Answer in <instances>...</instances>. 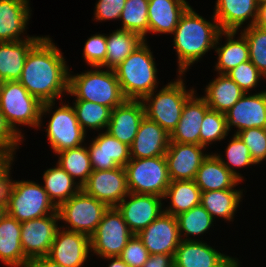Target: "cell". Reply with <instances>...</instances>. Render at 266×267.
<instances>
[{"instance_id": "cell-55", "label": "cell", "mask_w": 266, "mask_h": 267, "mask_svg": "<svg viewBox=\"0 0 266 267\" xmlns=\"http://www.w3.org/2000/svg\"><path fill=\"white\" fill-rule=\"evenodd\" d=\"M7 211L4 207L0 206V221L6 215Z\"/></svg>"}, {"instance_id": "cell-43", "label": "cell", "mask_w": 266, "mask_h": 267, "mask_svg": "<svg viewBox=\"0 0 266 267\" xmlns=\"http://www.w3.org/2000/svg\"><path fill=\"white\" fill-rule=\"evenodd\" d=\"M235 134L248 147L255 164L266 159V128H247Z\"/></svg>"}, {"instance_id": "cell-35", "label": "cell", "mask_w": 266, "mask_h": 267, "mask_svg": "<svg viewBox=\"0 0 266 267\" xmlns=\"http://www.w3.org/2000/svg\"><path fill=\"white\" fill-rule=\"evenodd\" d=\"M237 31H224L227 37L226 44L215 49L218 54V61L215 70L219 74H227L241 63L249 60V46L246 38L241 34L239 39L235 40Z\"/></svg>"}, {"instance_id": "cell-37", "label": "cell", "mask_w": 266, "mask_h": 267, "mask_svg": "<svg viewBox=\"0 0 266 267\" xmlns=\"http://www.w3.org/2000/svg\"><path fill=\"white\" fill-rule=\"evenodd\" d=\"M73 104L77 120L85 132L88 127L93 130L107 128L111 108L85 100H75Z\"/></svg>"}, {"instance_id": "cell-30", "label": "cell", "mask_w": 266, "mask_h": 267, "mask_svg": "<svg viewBox=\"0 0 266 267\" xmlns=\"http://www.w3.org/2000/svg\"><path fill=\"white\" fill-rule=\"evenodd\" d=\"M219 76L206 85L203 97L210 109L225 113L244 95V91L227 74Z\"/></svg>"}, {"instance_id": "cell-7", "label": "cell", "mask_w": 266, "mask_h": 267, "mask_svg": "<svg viewBox=\"0 0 266 267\" xmlns=\"http://www.w3.org/2000/svg\"><path fill=\"white\" fill-rule=\"evenodd\" d=\"M129 192L163 198L170 178L165 156L130 159L125 165Z\"/></svg>"}, {"instance_id": "cell-19", "label": "cell", "mask_w": 266, "mask_h": 267, "mask_svg": "<svg viewBox=\"0 0 266 267\" xmlns=\"http://www.w3.org/2000/svg\"><path fill=\"white\" fill-rule=\"evenodd\" d=\"M93 170H112L125 167L130 161V147L110 135L99 133L87 147Z\"/></svg>"}, {"instance_id": "cell-56", "label": "cell", "mask_w": 266, "mask_h": 267, "mask_svg": "<svg viewBox=\"0 0 266 267\" xmlns=\"http://www.w3.org/2000/svg\"><path fill=\"white\" fill-rule=\"evenodd\" d=\"M237 263H238V260L234 258L226 267H234Z\"/></svg>"}, {"instance_id": "cell-14", "label": "cell", "mask_w": 266, "mask_h": 267, "mask_svg": "<svg viewBox=\"0 0 266 267\" xmlns=\"http://www.w3.org/2000/svg\"><path fill=\"white\" fill-rule=\"evenodd\" d=\"M137 235L150 255L165 254L174 258L176 249L182 241L177 218L165 212Z\"/></svg>"}, {"instance_id": "cell-52", "label": "cell", "mask_w": 266, "mask_h": 267, "mask_svg": "<svg viewBox=\"0 0 266 267\" xmlns=\"http://www.w3.org/2000/svg\"><path fill=\"white\" fill-rule=\"evenodd\" d=\"M27 267H63V266L54 262L47 256H43L31 259Z\"/></svg>"}, {"instance_id": "cell-25", "label": "cell", "mask_w": 266, "mask_h": 267, "mask_svg": "<svg viewBox=\"0 0 266 267\" xmlns=\"http://www.w3.org/2000/svg\"><path fill=\"white\" fill-rule=\"evenodd\" d=\"M30 15L29 0H0V42L22 41Z\"/></svg>"}, {"instance_id": "cell-22", "label": "cell", "mask_w": 266, "mask_h": 267, "mask_svg": "<svg viewBox=\"0 0 266 267\" xmlns=\"http://www.w3.org/2000/svg\"><path fill=\"white\" fill-rule=\"evenodd\" d=\"M169 142L170 134L145 116L130 146L131 159L164 156Z\"/></svg>"}, {"instance_id": "cell-34", "label": "cell", "mask_w": 266, "mask_h": 267, "mask_svg": "<svg viewBox=\"0 0 266 267\" xmlns=\"http://www.w3.org/2000/svg\"><path fill=\"white\" fill-rule=\"evenodd\" d=\"M242 190L225 189L201 192L200 204L215 219L214 216L232 221L234 213L240 204Z\"/></svg>"}, {"instance_id": "cell-50", "label": "cell", "mask_w": 266, "mask_h": 267, "mask_svg": "<svg viewBox=\"0 0 266 267\" xmlns=\"http://www.w3.org/2000/svg\"><path fill=\"white\" fill-rule=\"evenodd\" d=\"M142 267H174L173 257L165 254L150 255Z\"/></svg>"}, {"instance_id": "cell-23", "label": "cell", "mask_w": 266, "mask_h": 267, "mask_svg": "<svg viewBox=\"0 0 266 267\" xmlns=\"http://www.w3.org/2000/svg\"><path fill=\"white\" fill-rule=\"evenodd\" d=\"M209 106L203 97L193 94L182 110L181 118L170 134V142L200 145V127Z\"/></svg>"}, {"instance_id": "cell-26", "label": "cell", "mask_w": 266, "mask_h": 267, "mask_svg": "<svg viewBox=\"0 0 266 267\" xmlns=\"http://www.w3.org/2000/svg\"><path fill=\"white\" fill-rule=\"evenodd\" d=\"M26 37L22 41L0 42V79L2 82L20 79L28 52L42 38Z\"/></svg>"}, {"instance_id": "cell-45", "label": "cell", "mask_w": 266, "mask_h": 267, "mask_svg": "<svg viewBox=\"0 0 266 267\" xmlns=\"http://www.w3.org/2000/svg\"><path fill=\"white\" fill-rule=\"evenodd\" d=\"M106 36L96 34L87 39L83 49V56L91 67H101L106 61Z\"/></svg>"}, {"instance_id": "cell-36", "label": "cell", "mask_w": 266, "mask_h": 267, "mask_svg": "<svg viewBox=\"0 0 266 267\" xmlns=\"http://www.w3.org/2000/svg\"><path fill=\"white\" fill-rule=\"evenodd\" d=\"M57 165L64 169L74 180L79 177L78 184L82 187L92 173L93 168L90 161V155L87 147L66 149L59 153Z\"/></svg>"}, {"instance_id": "cell-40", "label": "cell", "mask_w": 266, "mask_h": 267, "mask_svg": "<svg viewBox=\"0 0 266 267\" xmlns=\"http://www.w3.org/2000/svg\"><path fill=\"white\" fill-rule=\"evenodd\" d=\"M249 46V60L266 77V28L247 26L241 32Z\"/></svg>"}, {"instance_id": "cell-12", "label": "cell", "mask_w": 266, "mask_h": 267, "mask_svg": "<svg viewBox=\"0 0 266 267\" xmlns=\"http://www.w3.org/2000/svg\"><path fill=\"white\" fill-rule=\"evenodd\" d=\"M81 189L108 207H116L130 193L125 167L93 170Z\"/></svg>"}, {"instance_id": "cell-1", "label": "cell", "mask_w": 266, "mask_h": 267, "mask_svg": "<svg viewBox=\"0 0 266 267\" xmlns=\"http://www.w3.org/2000/svg\"><path fill=\"white\" fill-rule=\"evenodd\" d=\"M69 68L49 37H42L28 52L20 79L27 91L42 103L68 93Z\"/></svg>"}, {"instance_id": "cell-53", "label": "cell", "mask_w": 266, "mask_h": 267, "mask_svg": "<svg viewBox=\"0 0 266 267\" xmlns=\"http://www.w3.org/2000/svg\"><path fill=\"white\" fill-rule=\"evenodd\" d=\"M255 25L262 28H266V1L258 3V11Z\"/></svg>"}, {"instance_id": "cell-6", "label": "cell", "mask_w": 266, "mask_h": 267, "mask_svg": "<svg viewBox=\"0 0 266 267\" xmlns=\"http://www.w3.org/2000/svg\"><path fill=\"white\" fill-rule=\"evenodd\" d=\"M184 85L179 74L176 81L166 84L156 95L153 91L142 99L145 116L159 124L168 134L176 128L185 102L195 92L194 89L187 91Z\"/></svg>"}, {"instance_id": "cell-54", "label": "cell", "mask_w": 266, "mask_h": 267, "mask_svg": "<svg viewBox=\"0 0 266 267\" xmlns=\"http://www.w3.org/2000/svg\"><path fill=\"white\" fill-rule=\"evenodd\" d=\"M104 259L110 260L108 267H129L119 256L115 257H106Z\"/></svg>"}, {"instance_id": "cell-16", "label": "cell", "mask_w": 266, "mask_h": 267, "mask_svg": "<svg viewBox=\"0 0 266 267\" xmlns=\"http://www.w3.org/2000/svg\"><path fill=\"white\" fill-rule=\"evenodd\" d=\"M63 227L58 228L47 257L63 267H82L91 250L90 237Z\"/></svg>"}, {"instance_id": "cell-46", "label": "cell", "mask_w": 266, "mask_h": 267, "mask_svg": "<svg viewBox=\"0 0 266 267\" xmlns=\"http://www.w3.org/2000/svg\"><path fill=\"white\" fill-rule=\"evenodd\" d=\"M149 256L150 253L143 245L142 240L138 237L137 234H134L127 242V245L125 246L119 257L129 267H142Z\"/></svg>"}, {"instance_id": "cell-5", "label": "cell", "mask_w": 266, "mask_h": 267, "mask_svg": "<svg viewBox=\"0 0 266 267\" xmlns=\"http://www.w3.org/2000/svg\"><path fill=\"white\" fill-rule=\"evenodd\" d=\"M95 70L72 75L69 74L68 94L76 96V100H85L107 106L112 110L121 105L124 97L115 72L112 69L106 71Z\"/></svg>"}, {"instance_id": "cell-33", "label": "cell", "mask_w": 266, "mask_h": 267, "mask_svg": "<svg viewBox=\"0 0 266 267\" xmlns=\"http://www.w3.org/2000/svg\"><path fill=\"white\" fill-rule=\"evenodd\" d=\"M43 180V187L57 208L81 189L78 182L59 165L47 169L43 174Z\"/></svg>"}, {"instance_id": "cell-27", "label": "cell", "mask_w": 266, "mask_h": 267, "mask_svg": "<svg viewBox=\"0 0 266 267\" xmlns=\"http://www.w3.org/2000/svg\"><path fill=\"white\" fill-rule=\"evenodd\" d=\"M0 261L9 267H27L29 259L21 245V223L6 215L0 221Z\"/></svg>"}, {"instance_id": "cell-11", "label": "cell", "mask_w": 266, "mask_h": 267, "mask_svg": "<svg viewBox=\"0 0 266 267\" xmlns=\"http://www.w3.org/2000/svg\"><path fill=\"white\" fill-rule=\"evenodd\" d=\"M46 132L55 154L82 146L86 138V132L80 126L74 108L68 104H62L53 112Z\"/></svg>"}, {"instance_id": "cell-47", "label": "cell", "mask_w": 266, "mask_h": 267, "mask_svg": "<svg viewBox=\"0 0 266 267\" xmlns=\"http://www.w3.org/2000/svg\"><path fill=\"white\" fill-rule=\"evenodd\" d=\"M126 0H98L95 6L96 21L120 19Z\"/></svg>"}, {"instance_id": "cell-29", "label": "cell", "mask_w": 266, "mask_h": 267, "mask_svg": "<svg viewBox=\"0 0 266 267\" xmlns=\"http://www.w3.org/2000/svg\"><path fill=\"white\" fill-rule=\"evenodd\" d=\"M194 181L201 192L234 189L240 182L214 153L203 160Z\"/></svg>"}, {"instance_id": "cell-24", "label": "cell", "mask_w": 266, "mask_h": 267, "mask_svg": "<svg viewBox=\"0 0 266 267\" xmlns=\"http://www.w3.org/2000/svg\"><path fill=\"white\" fill-rule=\"evenodd\" d=\"M214 11L221 31H238L250 17L252 20L247 26L255 24L258 0H217Z\"/></svg>"}, {"instance_id": "cell-2", "label": "cell", "mask_w": 266, "mask_h": 267, "mask_svg": "<svg viewBox=\"0 0 266 267\" xmlns=\"http://www.w3.org/2000/svg\"><path fill=\"white\" fill-rule=\"evenodd\" d=\"M213 20L214 22L205 20L191 6L181 15L173 32L179 74H185L190 65L219 44L224 31L220 30L214 15Z\"/></svg>"}, {"instance_id": "cell-51", "label": "cell", "mask_w": 266, "mask_h": 267, "mask_svg": "<svg viewBox=\"0 0 266 267\" xmlns=\"http://www.w3.org/2000/svg\"><path fill=\"white\" fill-rule=\"evenodd\" d=\"M16 150L0 148V179L4 177L10 170L11 164Z\"/></svg>"}, {"instance_id": "cell-44", "label": "cell", "mask_w": 266, "mask_h": 267, "mask_svg": "<svg viewBox=\"0 0 266 267\" xmlns=\"http://www.w3.org/2000/svg\"><path fill=\"white\" fill-rule=\"evenodd\" d=\"M227 75L238 84V86L248 93L249 89L255 88L261 76L264 75L250 61L239 64L234 69L229 71Z\"/></svg>"}, {"instance_id": "cell-49", "label": "cell", "mask_w": 266, "mask_h": 267, "mask_svg": "<svg viewBox=\"0 0 266 267\" xmlns=\"http://www.w3.org/2000/svg\"><path fill=\"white\" fill-rule=\"evenodd\" d=\"M16 181L10 179V171L0 179V206L5 209L10 205Z\"/></svg>"}, {"instance_id": "cell-28", "label": "cell", "mask_w": 266, "mask_h": 267, "mask_svg": "<svg viewBox=\"0 0 266 267\" xmlns=\"http://www.w3.org/2000/svg\"><path fill=\"white\" fill-rule=\"evenodd\" d=\"M189 6L186 0H149V32L173 34L181 15Z\"/></svg>"}, {"instance_id": "cell-13", "label": "cell", "mask_w": 266, "mask_h": 267, "mask_svg": "<svg viewBox=\"0 0 266 267\" xmlns=\"http://www.w3.org/2000/svg\"><path fill=\"white\" fill-rule=\"evenodd\" d=\"M58 212L21 222V245L29 259L47 256L58 230Z\"/></svg>"}, {"instance_id": "cell-4", "label": "cell", "mask_w": 266, "mask_h": 267, "mask_svg": "<svg viewBox=\"0 0 266 267\" xmlns=\"http://www.w3.org/2000/svg\"><path fill=\"white\" fill-rule=\"evenodd\" d=\"M54 104V102L42 103L19 81H5L1 84L0 110L12 128L22 137L24 136L19 128H16V124L40 127L42 116L44 113H49Z\"/></svg>"}, {"instance_id": "cell-42", "label": "cell", "mask_w": 266, "mask_h": 267, "mask_svg": "<svg viewBox=\"0 0 266 267\" xmlns=\"http://www.w3.org/2000/svg\"><path fill=\"white\" fill-rule=\"evenodd\" d=\"M231 140L232 141L229 142L226 148V158L228 162H225V160L220 155H218V153L215 155L231 173H233L240 181H242V175L239 174V172L237 173L236 170L232 168V166L240 168L254 165L255 163L251 158L248 147L243 143V141L237 134H234Z\"/></svg>"}, {"instance_id": "cell-57", "label": "cell", "mask_w": 266, "mask_h": 267, "mask_svg": "<svg viewBox=\"0 0 266 267\" xmlns=\"http://www.w3.org/2000/svg\"><path fill=\"white\" fill-rule=\"evenodd\" d=\"M266 0H258V3H260V2H265Z\"/></svg>"}, {"instance_id": "cell-17", "label": "cell", "mask_w": 266, "mask_h": 267, "mask_svg": "<svg viewBox=\"0 0 266 267\" xmlns=\"http://www.w3.org/2000/svg\"><path fill=\"white\" fill-rule=\"evenodd\" d=\"M204 148L197 144L169 142L164 156L170 180H194L203 160L208 156L203 153Z\"/></svg>"}, {"instance_id": "cell-41", "label": "cell", "mask_w": 266, "mask_h": 267, "mask_svg": "<svg viewBox=\"0 0 266 267\" xmlns=\"http://www.w3.org/2000/svg\"><path fill=\"white\" fill-rule=\"evenodd\" d=\"M227 133L225 113L209 108L200 127V145L207 147L214 141L225 139Z\"/></svg>"}, {"instance_id": "cell-3", "label": "cell", "mask_w": 266, "mask_h": 267, "mask_svg": "<svg viewBox=\"0 0 266 267\" xmlns=\"http://www.w3.org/2000/svg\"><path fill=\"white\" fill-rule=\"evenodd\" d=\"M113 70L126 99L142 100L157 88V68L145 41Z\"/></svg>"}, {"instance_id": "cell-20", "label": "cell", "mask_w": 266, "mask_h": 267, "mask_svg": "<svg viewBox=\"0 0 266 267\" xmlns=\"http://www.w3.org/2000/svg\"><path fill=\"white\" fill-rule=\"evenodd\" d=\"M144 117L142 100L126 99L112 110L106 132L130 147Z\"/></svg>"}, {"instance_id": "cell-21", "label": "cell", "mask_w": 266, "mask_h": 267, "mask_svg": "<svg viewBox=\"0 0 266 267\" xmlns=\"http://www.w3.org/2000/svg\"><path fill=\"white\" fill-rule=\"evenodd\" d=\"M233 259L197 239L182 240L173 262L174 267H226Z\"/></svg>"}, {"instance_id": "cell-31", "label": "cell", "mask_w": 266, "mask_h": 267, "mask_svg": "<svg viewBox=\"0 0 266 267\" xmlns=\"http://www.w3.org/2000/svg\"><path fill=\"white\" fill-rule=\"evenodd\" d=\"M164 198L171 200V206L166 207L164 212L176 217L200 204L201 189L194 180L170 181Z\"/></svg>"}, {"instance_id": "cell-38", "label": "cell", "mask_w": 266, "mask_h": 267, "mask_svg": "<svg viewBox=\"0 0 266 267\" xmlns=\"http://www.w3.org/2000/svg\"><path fill=\"white\" fill-rule=\"evenodd\" d=\"M149 0H126L120 16L123 30L136 33L146 41V34L149 32L148 22Z\"/></svg>"}, {"instance_id": "cell-8", "label": "cell", "mask_w": 266, "mask_h": 267, "mask_svg": "<svg viewBox=\"0 0 266 267\" xmlns=\"http://www.w3.org/2000/svg\"><path fill=\"white\" fill-rule=\"evenodd\" d=\"M109 207L88 195L83 189H80L69 200L57 208L59 220L65 221L70 225L66 230L80 232L89 237L95 232L105 211Z\"/></svg>"}, {"instance_id": "cell-32", "label": "cell", "mask_w": 266, "mask_h": 267, "mask_svg": "<svg viewBox=\"0 0 266 267\" xmlns=\"http://www.w3.org/2000/svg\"><path fill=\"white\" fill-rule=\"evenodd\" d=\"M106 61L100 67L115 69L145 40L138 34L123 29H117L106 36Z\"/></svg>"}, {"instance_id": "cell-10", "label": "cell", "mask_w": 266, "mask_h": 267, "mask_svg": "<svg viewBox=\"0 0 266 267\" xmlns=\"http://www.w3.org/2000/svg\"><path fill=\"white\" fill-rule=\"evenodd\" d=\"M133 235L117 207H109L90 236L91 251L101 258L120 256Z\"/></svg>"}, {"instance_id": "cell-48", "label": "cell", "mask_w": 266, "mask_h": 267, "mask_svg": "<svg viewBox=\"0 0 266 267\" xmlns=\"http://www.w3.org/2000/svg\"><path fill=\"white\" fill-rule=\"evenodd\" d=\"M23 137L8 123L0 110V148L16 150Z\"/></svg>"}, {"instance_id": "cell-18", "label": "cell", "mask_w": 266, "mask_h": 267, "mask_svg": "<svg viewBox=\"0 0 266 267\" xmlns=\"http://www.w3.org/2000/svg\"><path fill=\"white\" fill-rule=\"evenodd\" d=\"M244 95L225 112L227 131L235 126L242 131L247 128H266V91Z\"/></svg>"}, {"instance_id": "cell-9", "label": "cell", "mask_w": 266, "mask_h": 267, "mask_svg": "<svg viewBox=\"0 0 266 267\" xmlns=\"http://www.w3.org/2000/svg\"><path fill=\"white\" fill-rule=\"evenodd\" d=\"M7 214L24 222L57 212L43 186L33 181H16Z\"/></svg>"}, {"instance_id": "cell-15", "label": "cell", "mask_w": 266, "mask_h": 267, "mask_svg": "<svg viewBox=\"0 0 266 267\" xmlns=\"http://www.w3.org/2000/svg\"><path fill=\"white\" fill-rule=\"evenodd\" d=\"M127 197L129 200L126 201ZM162 199L153 194L130 192L116 207L122 214L129 230L133 234H138L164 212Z\"/></svg>"}, {"instance_id": "cell-39", "label": "cell", "mask_w": 266, "mask_h": 267, "mask_svg": "<svg viewBox=\"0 0 266 267\" xmlns=\"http://www.w3.org/2000/svg\"><path fill=\"white\" fill-rule=\"evenodd\" d=\"M180 236L187 237L182 240L194 241L188 235H200L206 232L213 225V217L201 205H197L187 212L176 216ZM183 232V234H182Z\"/></svg>"}]
</instances>
